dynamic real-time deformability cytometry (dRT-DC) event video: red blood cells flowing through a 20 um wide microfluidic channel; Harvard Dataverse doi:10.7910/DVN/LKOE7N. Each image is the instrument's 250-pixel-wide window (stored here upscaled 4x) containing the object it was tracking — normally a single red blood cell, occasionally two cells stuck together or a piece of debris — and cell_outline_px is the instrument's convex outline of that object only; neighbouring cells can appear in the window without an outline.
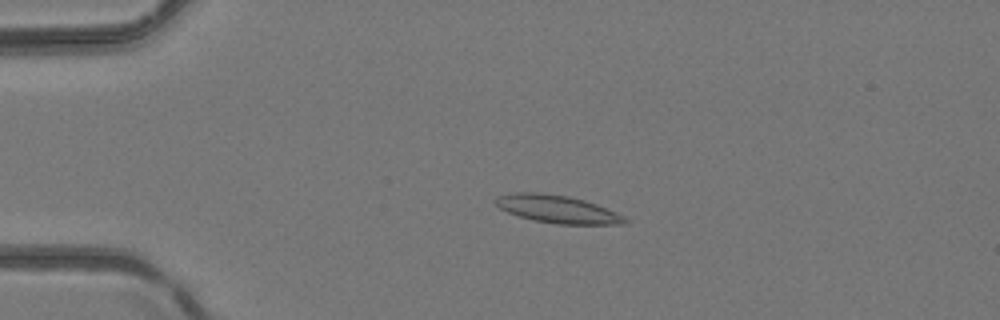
{"species": "common noctule bat (a hibernating species)", "species_latin": "Nyctalus noctula", "temperature_condition": "room temperature", "stored_images_in_passage": 4, "camera_frame_rate_fps": 3000, "um_per_image_px": 0.085, "animal": {"sex": "female", "body_mass_g": 24.6, "forearm_length_mm": 56.2}, "frame": {"image": 1, "passage_image": 3, "time_ms": 0.667, "image_size_px": [1000, 320], "cell_outline_px": [[632, 220], [628, 224], [556, 224], [532, 220], [508, 212], [500, 208], [492, 200], [496, 196], [516, 192], [540, 192], [568, 196], [584, 200], [596, 204], [616, 212]], "centroid_in_image_um": [47.39, 17.78], "position_along_channel_um": 37.6, "area_um2": 21.1}}